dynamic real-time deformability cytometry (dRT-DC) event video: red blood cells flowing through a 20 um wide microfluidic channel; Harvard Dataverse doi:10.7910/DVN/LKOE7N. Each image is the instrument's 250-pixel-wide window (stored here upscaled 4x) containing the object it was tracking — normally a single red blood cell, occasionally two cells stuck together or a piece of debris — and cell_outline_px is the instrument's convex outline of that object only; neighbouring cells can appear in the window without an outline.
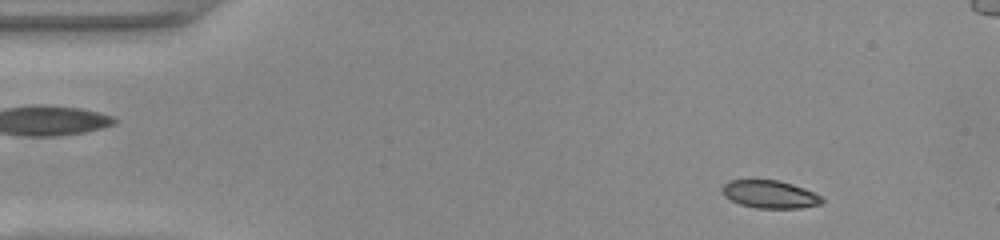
{"species": "common noctule bat (a hibernating species)", "species_latin": "Nyctalus noctula", "temperature_condition": "warm", "stored_images_in_passage": 49, "camera_frame_rate_fps": 3000, "um_per_image_px": 0.085, "animal": {"sex": "female", "body_mass_g": 22.0, "forearm_length_mm": 56.7}, "frame": {"image": 1, "passage_image": 5, "time_ms": 1.333, "image_size_px": [1000, 240], "cell_outline_px": [[824, 200], [820, 204], [800, 208], [756, 208], [740, 204], [724, 196], [720, 192], [720, 188], [728, 180], [776, 180], [792, 184], [804, 188], [824, 196]], "centroid_in_image_um": [65.43, 16.51], "position_along_channel_um": 19.6, "area_um2": 16.3}}
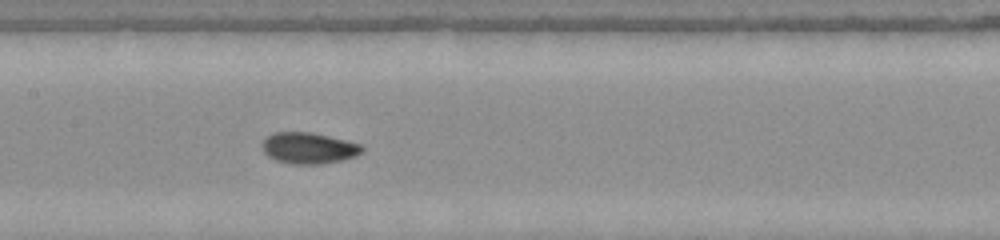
{"frame": {"image": 2, "passage_image": 23, "time_ms": 7.333, "image_size_px": [1000, 240], "cell_outline_px": [[364, 152], [356, 156], [340, 160], [320, 164], [292, 164], [276, 160], [268, 156], [264, 152], [264, 140], [268, 136], [276, 132], [308, 132], [328, 136], [360, 144], [364, 148]], "centroid_in_image_um": [26.27, 12.59], "position_along_channel_um": 181.1, "area_um2": 17.86}}
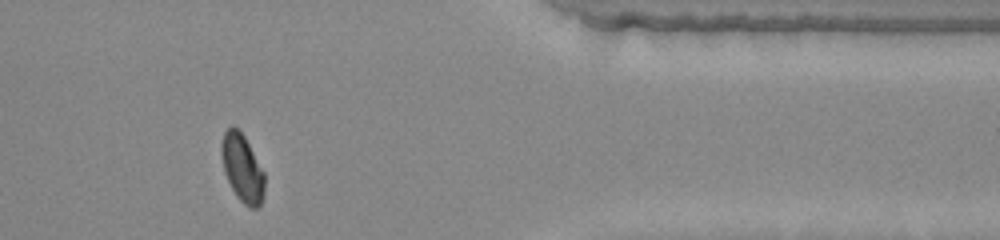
{"frame": {"image": 3, "passage_image": 40, "time_ms": 13.0, "image_size_px": [1000, 240], "cell_outline_px": [[264, 192], [260, 204], [256, 208], [248, 208], [236, 196], [224, 172], [220, 152], [220, 144], [224, 132], [232, 124], [244, 136], [264, 172]], "centroid_in_image_um": [20.57, 14.28], "position_along_channel_um": 390.8, "area_um2": 16.94}}